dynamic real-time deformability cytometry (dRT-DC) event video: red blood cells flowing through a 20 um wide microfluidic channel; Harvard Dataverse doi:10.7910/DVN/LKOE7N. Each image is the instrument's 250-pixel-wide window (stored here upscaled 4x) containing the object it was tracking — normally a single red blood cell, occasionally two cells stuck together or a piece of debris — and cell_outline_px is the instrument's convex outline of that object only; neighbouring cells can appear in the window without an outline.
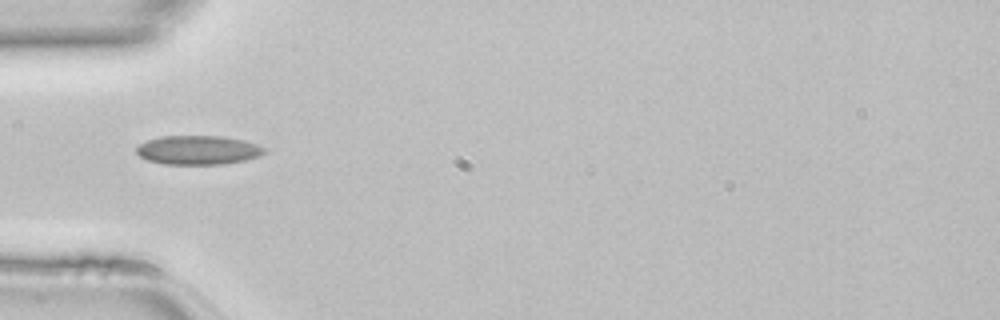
{"species": "common noctule bat (a hibernating species)", "species_latin": "Nyctalus noctula", "temperature_condition": "room temperature", "stored_images_in_passage": 46, "camera_frame_rate_fps": 3000, "um_per_image_px": 0.085, "animal": {"sex": "female", "body_mass_g": 22.7, "forearm_length_mm": 54.2}, "frame": {"image": 1, "passage_image": 14, "time_ms": 4.333, "image_size_px": [1000, 320], "cell_outline_px": [[264, 152], [260, 156], [244, 160], [220, 164], [164, 164], [148, 160], [140, 156], [136, 152], [136, 148], [140, 144], [148, 140], [160, 136], [220, 136], [244, 140], [256, 144], [264, 148]], "centroid_in_image_um": [16.82, 12.75], "position_along_channel_um": 68.2, "area_um2": 21.44}}